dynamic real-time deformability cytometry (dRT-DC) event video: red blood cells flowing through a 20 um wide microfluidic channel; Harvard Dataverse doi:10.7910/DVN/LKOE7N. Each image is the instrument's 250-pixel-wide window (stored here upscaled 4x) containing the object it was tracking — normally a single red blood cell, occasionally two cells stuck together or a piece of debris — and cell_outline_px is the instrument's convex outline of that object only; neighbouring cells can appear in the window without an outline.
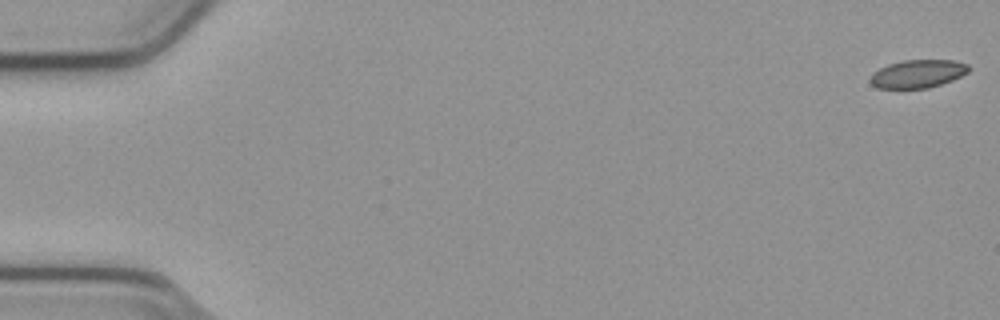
{"species": "common noctule bat (a hibernating species)", "species_latin": "Nyctalus noctula", "temperature_condition": "cold", "stored_images_in_passage": 55, "camera_frame_rate_fps": 3000, "um_per_image_px": 0.085, "animal": {"sex": "male", "body_mass_g": 23.1, "forearm_length_mm": 52.7}, "frame": {"image": 1, "passage_image": 1, "time_ms": 0.0, "image_size_px": [1000, 320], "cell_outline_px": [[968, 72], [952, 80], [928, 88], [876, 88], [868, 80], [872, 72], [888, 64], [904, 60], [952, 60], [968, 64]], "centroid_in_image_um": [77.96, 6.27], "position_along_channel_um": 7.0, "area_um2": 16.07}}
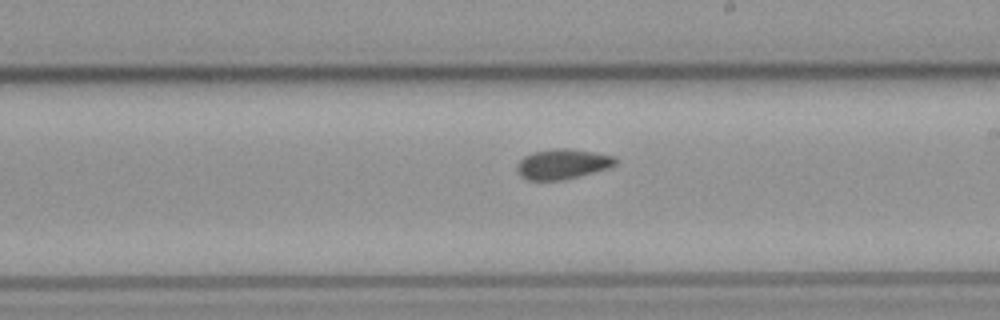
{"frame": {"image": 2, "passage_image": 32, "time_ms": 10.333, "image_size_px": [1000, 320], "cell_outline_px": [[620, 160], [616, 164], [608, 168], [580, 176], [564, 180], [528, 180], [516, 168], [520, 160], [524, 156], [532, 152], [552, 148], [568, 148], [616, 156]], "centroid_in_image_um": [47.87, 13.93], "position_along_channel_um": 241.1, "area_um2": 17.28}}
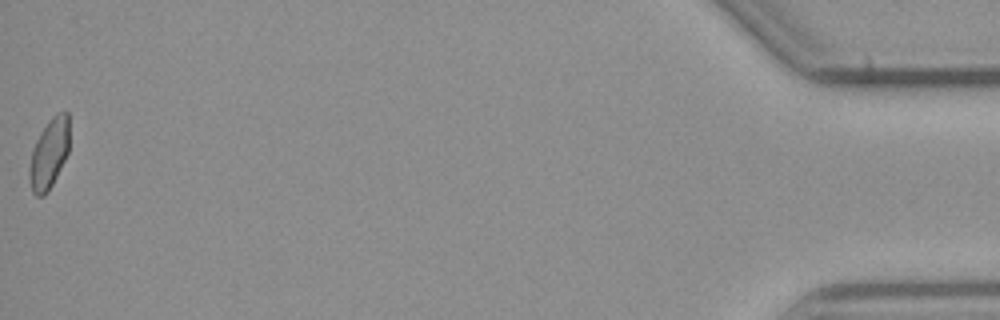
{"frame": {"image": 3, "passage_image": 55, "time_ms": 18.0, "image_size_px": [1000, 320], "cell_outline_px": [[68, 152], [48, 192], [44, 196], [36, 196], [32, 192], [28, 172], [28, 168], [32, 148], [40, 132], [48, 120], [56, 112], [68, 112]], "centroid_in_image_um": [4.14, 13.06], "position_along_channel_um": 431.1, "area_um2": 16.3}, "authors_computed_cell_mechanics": {"area_um2": 16.9932, "velocity_mm_per_s": 3.7897, "shape_relaxation_time_tau1_ms": null, "shape_relaxation_time_tau2_ms": 3.3672, "deformation_change_tau1": null, "deformation_change_tau2": 0.0791}}